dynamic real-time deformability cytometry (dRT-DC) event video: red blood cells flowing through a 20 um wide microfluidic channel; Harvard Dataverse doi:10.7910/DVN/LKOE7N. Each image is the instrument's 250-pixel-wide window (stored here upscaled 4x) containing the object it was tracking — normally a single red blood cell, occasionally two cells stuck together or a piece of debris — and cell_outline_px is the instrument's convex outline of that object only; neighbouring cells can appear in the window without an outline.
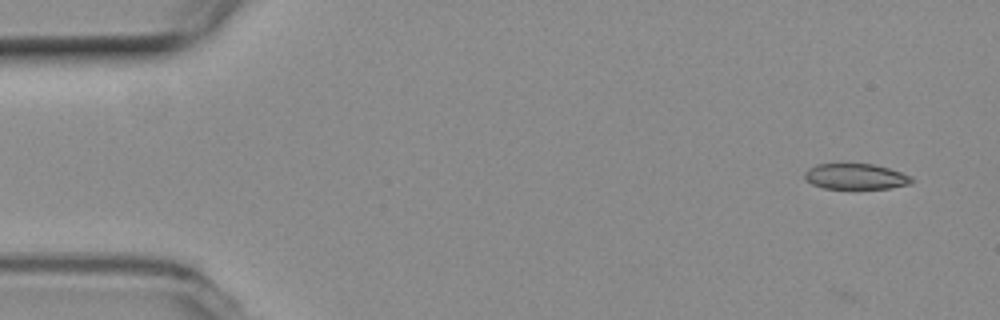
{"species": "common noctule bat (a hibernating species)", "species_latin": "Nyctalus noctula", "temperature_condition": "room temperature", "stored_images_in_passage": 54, "camera_frame_rate_fps": 3000, "um_per_image_px": 0.085, "animal": {"sex": "female", "body_mass_g": 19.3, "forearm_length_mm": 54.1}, "frame": {"image": 1, "passage_image": 3, "time_ms": 0.667, "image_size_px": [1000, 320], "cell_outline_px": [[916, 180], [912, 184], [888, 188], [824, 188], [812, 184], [804, 180], [804, 172], [808, 168], [816, 164], [844, 160], [872, 164], [888, 168], [912, 176]], "centroid_in_image_um": [72.69, 14.94], "position_along_channel_um": 12.3, "area_um2": 16.88}}
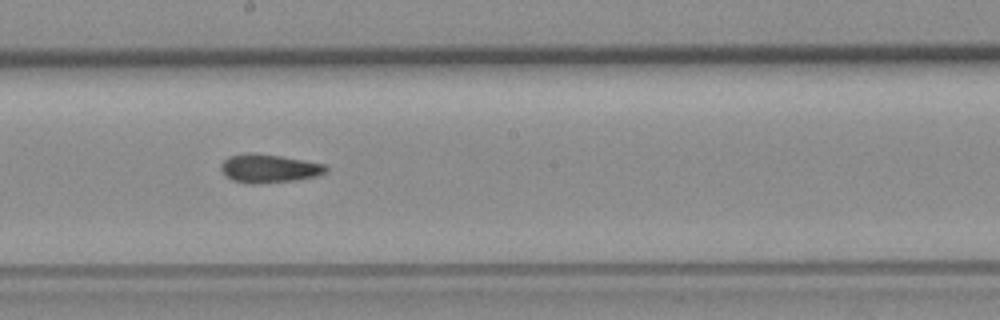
{"frame": {"image": 2, "passage_image": 29, "time_ms": 9.333, "image_size_px": [1000, 320], "cell_outline_px": [[328, 172], [316, 176], [296, 180], [252, 184], [232, 180], [220, 168], [224, 160], [228, 156], [252, 152], [280, 156], [304, 160], [324, 164], [328, 168]], "centroid_in_image_um": [22.89, 14.31], "position_along_channel_um": 225.3, "area_um2": 17.28}}
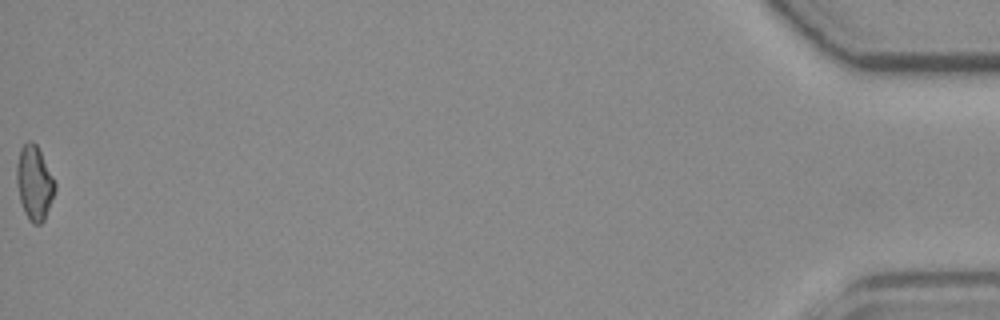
{"frame": {"image": 3, "passage_image": 54, "time_ms": 17.667, "image_size_px": [1000, 320], "cell_outline_px": [[56, 188], [44, 220], [40, 224], [32, 224], [28, 220], [24, 212], [20, 200], [16, 180], [16, 164], [20, 148], [28, 140], [32, 140], [36, 144], [56, 184]], "centroid_in_image_um": [2.89, 15.55], "position_along_channel_um": 432.3, "area_um2": 16.47}, "authors_computed_cell_mechanics": {"area_um2": 16.6175, "velocity_mm_per_s": 3.7938, "shape_relaxation_time_tau1_ms": null, "shape_relaxation_time_tau2_ms": 5.1883, "deformation_change_tau1": null, "deformation_change_tau2": 0.1353}}